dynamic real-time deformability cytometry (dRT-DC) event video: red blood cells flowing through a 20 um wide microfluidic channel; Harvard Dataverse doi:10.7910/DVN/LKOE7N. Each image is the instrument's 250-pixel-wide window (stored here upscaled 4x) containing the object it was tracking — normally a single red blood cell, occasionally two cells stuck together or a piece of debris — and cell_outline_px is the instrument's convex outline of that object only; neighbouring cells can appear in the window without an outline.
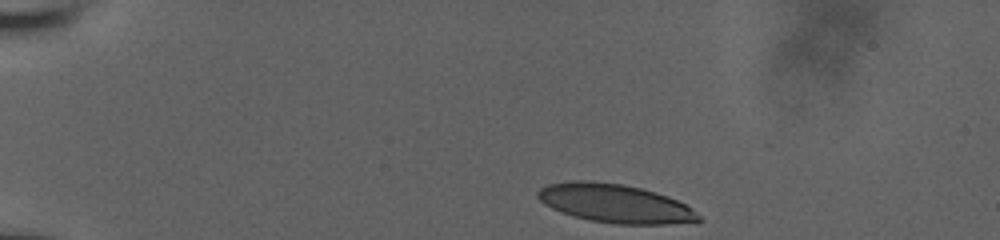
{"species": "human", "species_latin": "Homo sapiens", "temperature_condition": "room temperature", "stored_images_in_passage": 38, "camera_frame_rate_fps": 3000, "um_per_image_px": 0.085, "donor": {"sex": "male"}, "frame": {"image": 1, "passage_image": 1, "time_ms": 0.0, "image_size_px": [1000, 240], "cell_outline_px": [[704, 220], [696, 224], [612, 224], [588, 220], [552, 208], [544, 204], [536, 196], [536, 192], [540, 188], [548, 184], [572, 180], [588, 180], [620, 184], [640, 188], [668, 196], [692, 208]], "centroid_in_image_um": [52.33, 17.31], "position_along_channel_um": 32.7, "area_um2": 36.41}}
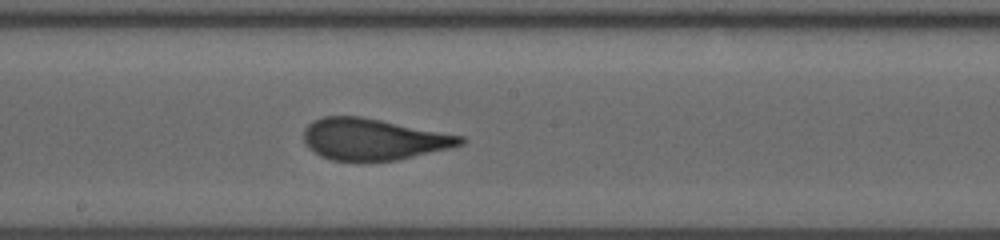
{"frame": {"image": 2, "passage_image": 22, "time_ms": 7.0, "image_size_px": [1000, 240], "cell_outline_px": [[468, 140], [464, 144], [452, 148], [396, 160], [332, 160], [320, 156], [308, 148], [304, 144], [304, 128], [312, 120], [324, 116], [360, 116], [464, 136]], "centroid_in_image_um": [31.74, 11.83], "position_along_channel_um": 216.5, "area_um2": 37.92}}
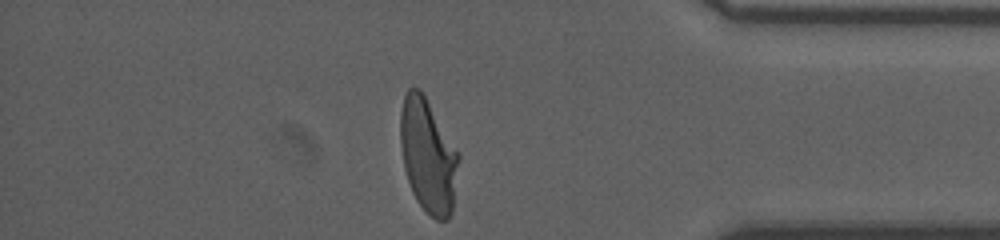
{"frame": {"image": 3, "passage_image": 38, "time_ms": 12.333, "image_size_px": [1000, 240], "cell_outline_px": [[460, 156], [452, 212], [448, 220], [436, 220], [416, 200], [412, 192], [404, 168], [400, 144], [400, 112], [404, 96], [408, 88], [412, 84], [420, 88], [460, 152]], "centroid_in_image_um": [36.39, 13.19], "position_along_channel_um": 398.8, "area_um2": 39.07}, "authors_computed_cell_mechanics": {"area_um2": 38.0324, "velocity_mm_per_s": 3.8252, "shape_relaxation_time_tau1_ms": 7.0981, "shape_relaxation_time_tau2_ms": 0.8268, "deformation_change_tau1": 0.2395, "deformation_change_tau2": 0.0705}}